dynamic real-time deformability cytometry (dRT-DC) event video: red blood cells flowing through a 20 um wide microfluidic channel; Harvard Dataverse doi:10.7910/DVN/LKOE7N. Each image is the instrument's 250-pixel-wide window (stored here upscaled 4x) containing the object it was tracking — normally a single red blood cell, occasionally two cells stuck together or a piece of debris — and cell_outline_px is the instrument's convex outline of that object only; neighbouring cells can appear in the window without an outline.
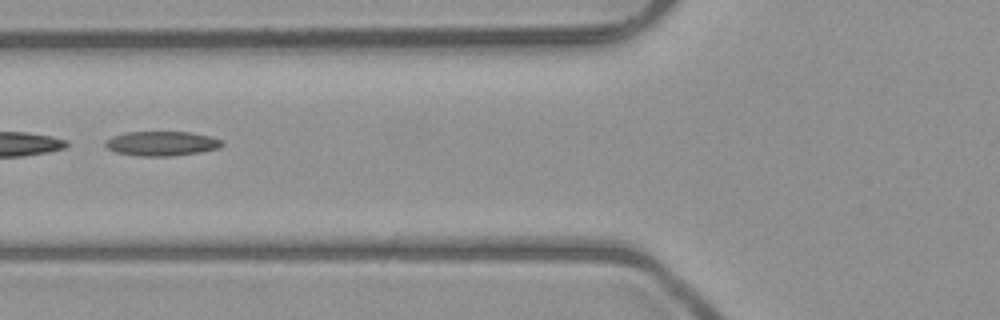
{"species": "common noctule bat (a hibernating species)", "species_latin": "Nyctalus noctula", "temperature_condition": "room temperature", "stored_images_in_passage": 2, "camera_frame_rate_fps": 3000, "um_per_image_px": 0.085, "animal": {"sex": "male", "body_mass_g": 23.1, "forearm_length_mm": 52.7}, "frame": {"image": 1, "passage_image": 2, "time_ms": 1.333, "image_size_px": [1000, 320], "cell_outline_px": [[224, 144], [220, 148], [200, 152], [172, 156], [140, 156], [116, 152], [108, 148], [104, 144], [112, 136], [128, 132], [192, 132], [212, 136], [220, 140]], "centroid_in_image_um": [13.79, 12.2], "position_along_channel_um": 112.0, "area_um2": 16.65}}